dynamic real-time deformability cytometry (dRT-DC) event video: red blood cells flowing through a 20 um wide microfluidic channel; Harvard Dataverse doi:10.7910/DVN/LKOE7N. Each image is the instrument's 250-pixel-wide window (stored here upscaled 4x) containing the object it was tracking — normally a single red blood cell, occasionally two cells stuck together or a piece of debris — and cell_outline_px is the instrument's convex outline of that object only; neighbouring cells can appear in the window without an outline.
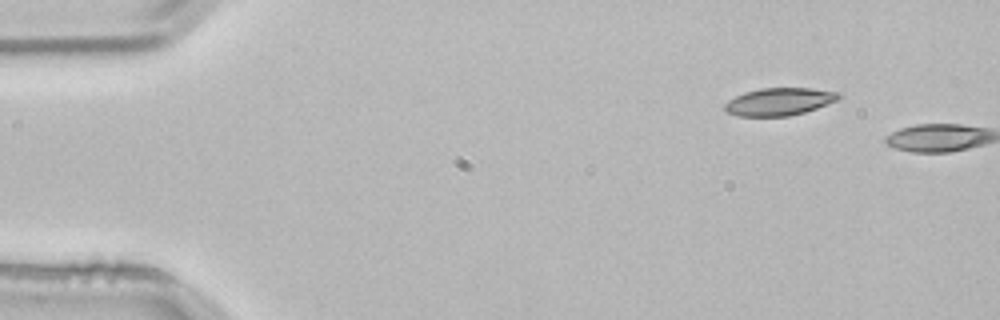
{"species": "common noctule bat (a hibernating species)", "species_latin": "Nyctalus noctula", "temperature_condition": "room temperature", "stored_images_in_passage": 2, "camera_frame_rate_fps": 3000, "um_per_image_px": 0.085, "animal": {"sex": "male", "body_mass_g": 21.5, "forearm_length_mm": 52.0}, "frame": {"image": 1, "passage_image": 1, "time_ms": 0.0, "image_size_px": [1000, 320], "cell_outline_px": [[840, 96], [836, 100], [816, 108], [804, 112], [788, 116], [740, 116], [728, 112], [724, 108], [724, 104], [728, 100], [744, 92], [760, 88], [808, 88], [840, 92]], "centroid_in_image_um": [66.21, 8.63], "position_along_channel_um": 18.8, "area_um2": 18.09}}